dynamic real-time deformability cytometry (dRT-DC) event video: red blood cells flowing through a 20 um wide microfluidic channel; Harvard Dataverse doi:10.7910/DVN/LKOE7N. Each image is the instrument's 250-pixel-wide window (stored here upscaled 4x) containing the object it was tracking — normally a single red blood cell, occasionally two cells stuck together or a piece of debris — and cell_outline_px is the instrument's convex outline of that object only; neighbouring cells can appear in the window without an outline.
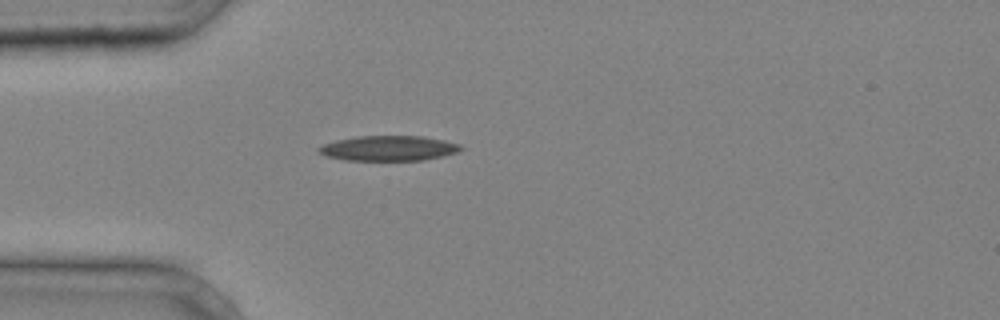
{"species": "common noctule bat (a hibernating species)", "species_latin": "Nyctalus noctula", "temperature_condition": "cold", "stored_images_in_passage": 29, "camera_frame_rate_fps": 3000, "um_per_image_px": 0.085, "animal": {"sex": "male", "body_mass_g": 20.4}, "frame": {"image": 1, "passage_image": 1, "time_ms": 0.0, "image_size_px": [1000, 320], "cell_outline_px": [[464, 148], [460, 152], [444, 156], [424, 160], [344, 160], [328, 156], [316, 152], [316, 148], [324, 144], [336, 140], [356, 136], [424, 136], [444, 140], [460, 144]], "centroid_in_image_um": [33.06, 12.6], "position_along_channel_um": 51.9, "area_um2": 20.98}}
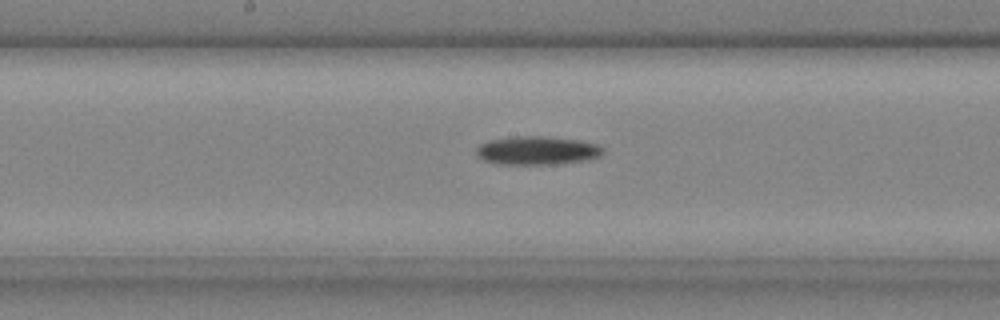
{"frame": {"image": 2, "passage_image": 11, "time_ms": 3.333, "image_size_px": [1000, 320], "cell_outline_px": [[604, 152], [600, 156], [588, 160], [556, 164], [500, 164], [484, 160], [476, 152], [476, 148], [480, 144], [488, 140], [520, 136], [540, 136], [580, 140], [596, 144], [604, 148]], "centroid_in_image_um": [45.69, 12.79], "position_along_channel_um": 202.5, "area_um2": 20.98}}
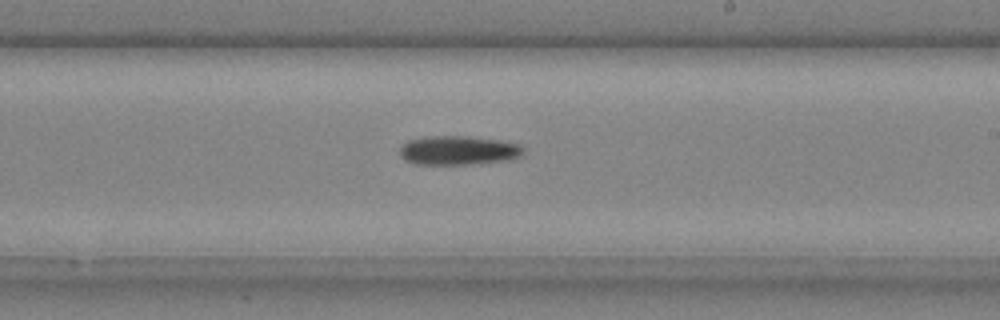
{"frame": {"image": 3, "passage_image": 14, "time_ms": 4.333, "image_size_px": [1000, 320], "cell_outline_px": [[524, 152], [520, 156], [512, 160], [476, 164], [416, 164], [404, 160], [400, 156], [400, 144], [408, 140], [424, 136], [468, 136], [500, 140], [520, 144], [524, 148]], "centroid_in_image_um": [38.96, 12.78], "position_along_channel_um": 250.0, "area_um2": 21.39}}